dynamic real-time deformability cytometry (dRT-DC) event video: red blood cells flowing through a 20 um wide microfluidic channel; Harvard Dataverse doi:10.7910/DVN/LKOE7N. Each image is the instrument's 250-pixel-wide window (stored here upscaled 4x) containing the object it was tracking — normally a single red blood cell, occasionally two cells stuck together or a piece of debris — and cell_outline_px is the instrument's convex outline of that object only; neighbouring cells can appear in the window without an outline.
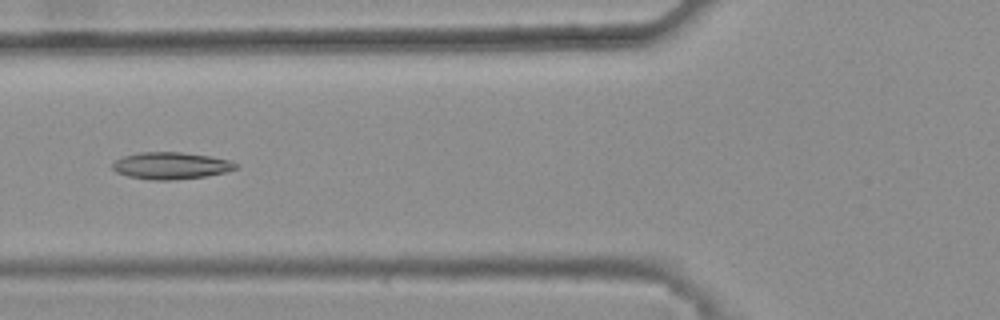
{"species": "common noctule bat (a hibernating species)", "species_latin": "Nyctalus noctula", "temperature_condition": "warm", "stored_images_in_passage": 47, "camera_frame_rate_fps": 3000, "um_per_image_px": 0.085, "animal": {"sex": "female", "body_mass_g": 25.1}, "frame": {"image": 1, "passage_image": 21, "time_ms": 6.667, "image_size_px": [1000, 320], "cell_outline_px": [[240, 168], [228, 172], [204, 176], [172, 180], [152, 180], [128, 176], [116, 172], [112, 168], [112, 164], [116, 160], [124, 156], [140, 152], [180, 152], [208, 156], [228, 160], [240, 164]], "centroid_in_image_um": [14.56, 14.08], "position_along_channel_um": 111.2, "area_um2": 19.36}}
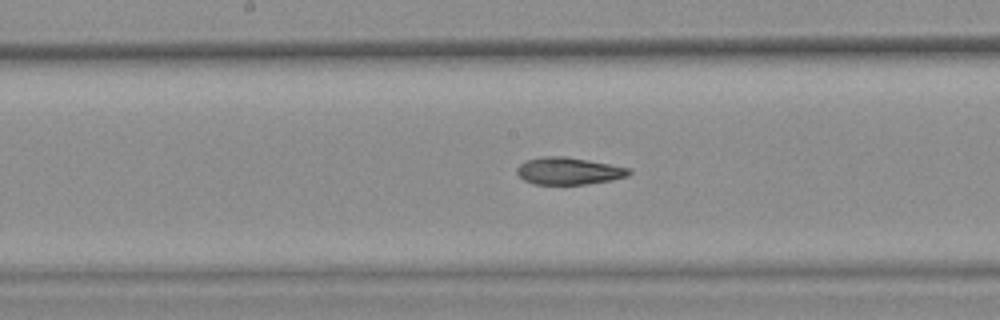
{"frame": {"image": 2, "passage_image": 28, "time_ms": 9.0, "image_size_px": [1000, 320], "cell_outline_px": [[632, 172], [628, 176], [612, 180], [584, 184], [532, 184], [524, 180], [516, 172], [516, 168], [524, 160], [540, 156], [564, 156], [608, 164], [628, 168]], "centroid_in_image_um": [48.28, 14.53], "position_along_channel_um": 199.9, "area_um2": 17.69}}
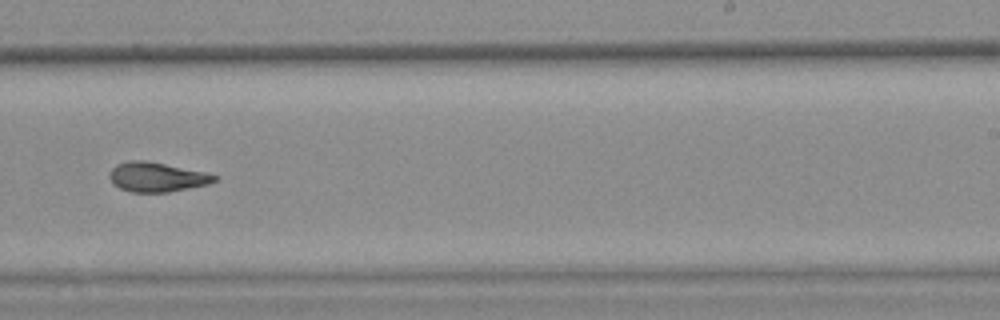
{"frame": {"image": 3, "passage_image": 34, "time_ms": 11.0, "image_size_px": [1000, 320], "cell_outline_px": [[216, 180], [208, 184], [168, 192], [132, 192], [120, 188], [112, 184], [108, 176], [112, 168], [116, 164], [128, 160], [148, 160], [204, 172], [216, 176]], "centroid_in_image_um": [13.26, 15.04], "position_along_channel_um": 275.7, "area_um2": 18.03}, "authors_computed_cell_mechanics": {"area_um2": 18.496, "velocity_mm_per_s": 3.8, "shape_relaxation_time_tau1_ms": null, "shape_relaxation_time_tau2_ms": 3.8766, "deformation_change_tau1": null, "deformation_change_tau2": 0.1163}}